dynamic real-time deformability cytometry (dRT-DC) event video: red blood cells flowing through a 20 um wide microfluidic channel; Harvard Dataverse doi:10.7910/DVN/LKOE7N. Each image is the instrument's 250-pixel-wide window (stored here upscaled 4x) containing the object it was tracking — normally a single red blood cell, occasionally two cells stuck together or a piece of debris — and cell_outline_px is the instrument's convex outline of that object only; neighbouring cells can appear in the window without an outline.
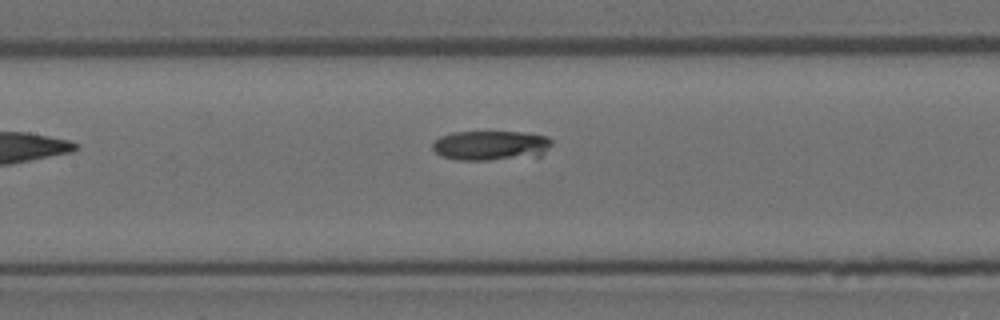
{"species": "Egyptian fruit bat (a non-hibernating species)", "species_latin": "Rousettus aegyptiacus", "temperature_condition": "room temperature", "stored_images_in_passage": 4, "camera_frame_rate_fps": 3000, "um_per_image_px": 0.085, "animal": {"sex": "female"}, "frame": {"image": 1, "passage_image": 4, "time_ms": 3.667, "image_size_px": [1000, 320], "cell_outline_px": [[552, 144], [540, 156], [488, 160], [456, 160], [440, 156], [432, 148], [432, 144], [440, 136], [452, 132], [524, 132], [548, 136], [552, 140]], "centroid_in_image_um": [41.71, 12.36], "position_along_channel_um": 165.7, "area_um2": 20.81}}